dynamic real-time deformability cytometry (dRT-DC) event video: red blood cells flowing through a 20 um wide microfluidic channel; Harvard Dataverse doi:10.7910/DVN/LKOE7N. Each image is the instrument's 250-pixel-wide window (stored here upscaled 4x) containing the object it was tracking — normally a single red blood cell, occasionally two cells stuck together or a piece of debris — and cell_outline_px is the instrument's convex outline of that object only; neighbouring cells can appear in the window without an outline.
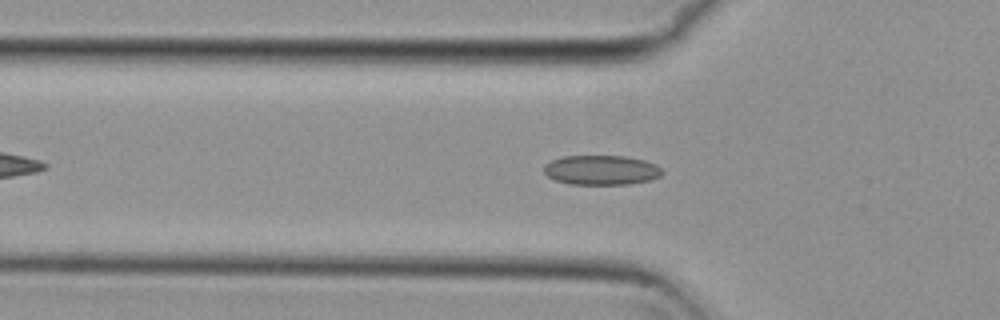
{"species": "common noctule bat (a hibernating species)", "species_latin": "Nyctalus noctula", "temperature_condition": "cold", "stored_images_in_passage": 46, "camera_frame_rate_fps": 3000, "um_per_image_px": 0.085, "animal": {"sex": "female", "body_mass_g": 29.2, "forearm_length_mm": 56.3}, "frame": {"image": 1, "passage_image": 11, "time_ms": 3.333, "image_size_px": [1000, 320], "cell_outline_px": [[664, 172], [660, 176], [648, 180], [628, 184], [568, 184], [556, 180], [548, 176], [544, 172], [544, 164], [552, 160], [564, 156], [624, 156], [644, 160], [656, 164]], "centroid_in_image_um": [51.1, 14.45], "position_along_channel_um": 74.7, "area_um2": 20.35}}
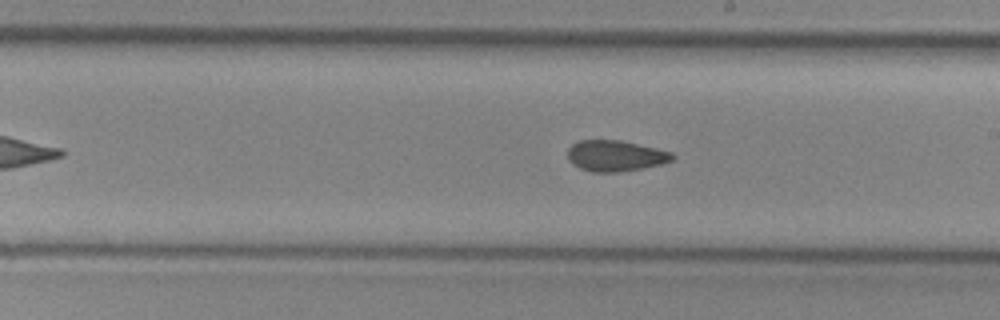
{"frame": {"image": 2, "passage_image": 24, "time_ms": 7.667, "image_size_px": [1000, 320], "cell_outline_px": [[676, 156], [672, 160], [660, 164], [644, 168], [620, 172], [592, 172], [580, 168], [572, 164], [568, 160], [568, 148], [572, 144], [580, 140], [620, 140], [656, 148], [672, 152]], "centroid_in_image_um": [52.3, 13.25], "position_along_channel_um": 236.7, "area_um2": 18.96}}
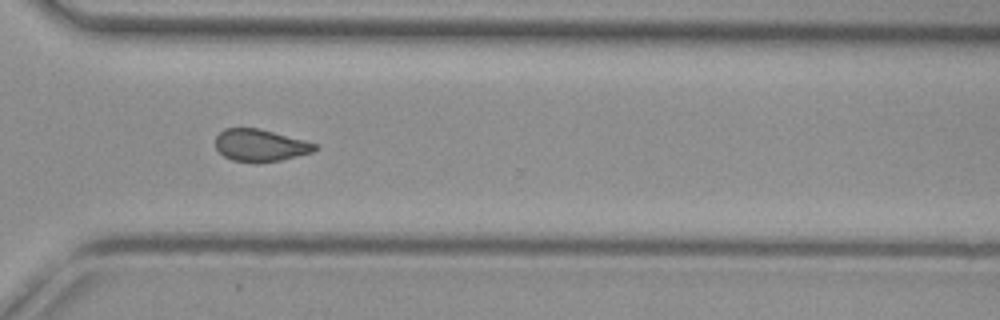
{"frame": {"image": 3, "passage_image": 33, "time_ms": 10.667, "image_size_px": [1000, 320], "cell_outline_px": [[316, 148], [312, 152], [280, 160], [256, 164], [232, 160], [224, 156], [216, 148], [216, 136], [224, 128], [256, 128], [304, 140], [316, 144]], "centroid_in_image_um": [22.08, 12.37], "position_along_channel_um": 348.5, "area_um2": 18.5}, "authors_computed_cell_mechanics": {"area_um2": 19.3341, "velocity_mm_per_s": 3.7276, "shape_relaxation_time_tau1_ms": null, "shape_relaxation_time_tau2_ms": 3.3858, "deformation_change_tau1": null, "deformation_change_tau2": 0.0856}}